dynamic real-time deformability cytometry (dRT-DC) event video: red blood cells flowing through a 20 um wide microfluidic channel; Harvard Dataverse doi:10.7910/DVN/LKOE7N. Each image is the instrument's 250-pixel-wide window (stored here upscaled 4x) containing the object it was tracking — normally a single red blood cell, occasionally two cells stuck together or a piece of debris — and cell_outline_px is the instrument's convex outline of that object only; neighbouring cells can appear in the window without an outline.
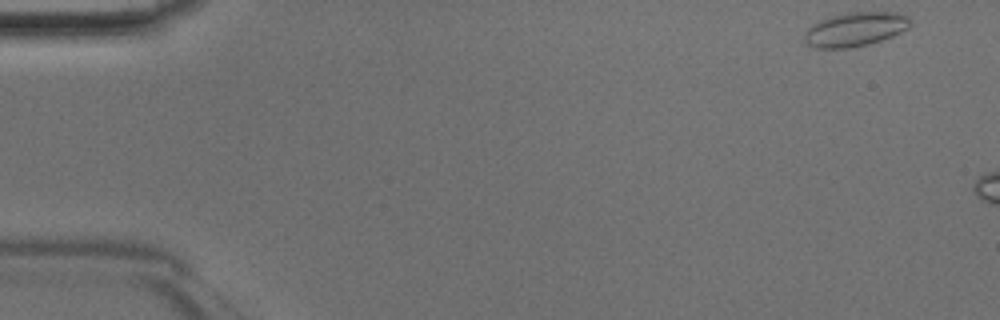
{"species": "Egyptian fruit bat (a non-hibernating species)", "species_latin": "Rousettus aegyptiacus", "temperature_condition": "room temperature", "stored_images_in_passage": 5, "camera_frame_rate_fps": 3000, "um_per_image_px": 0.085, "animal": {"sex": "male"}, "frame": {"image": 1, "passage_image": 1, "time_ms": 0.0, "image_size_px": [1000, 320], "cell_outline_px": [[912, 24], [908, 28], [892, 36], [868, 44], [848, 48], [816, 48], [808, 44], [804, 40], [804, 32], [812, 24], [820, 20], [832, 16], [852, 12], [896, 12], [908, 16], [912, 20]], "centroid_in_image_um": [72.71, 2.48], "position_along_channel_um": 12.3, "area_um2": 20.98}}